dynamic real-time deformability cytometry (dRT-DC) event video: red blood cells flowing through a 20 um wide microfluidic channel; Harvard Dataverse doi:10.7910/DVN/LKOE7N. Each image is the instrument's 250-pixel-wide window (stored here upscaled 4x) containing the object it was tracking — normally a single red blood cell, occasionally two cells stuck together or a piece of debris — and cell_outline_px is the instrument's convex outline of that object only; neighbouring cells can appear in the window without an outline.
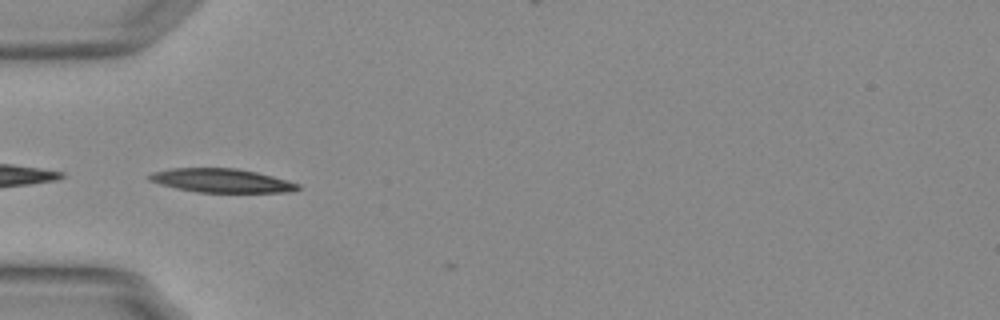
{"species": "Egyptian fruit bat (a non-hibernating species)", "species_latin": "Rousettus aegyptiacus", "temperature_condition": "warm", "stored_images_in_passage": 2, "camera_frame_rate_fps": 3000, "um_per_image_px": 0.085, "animal": {"sex": "female"}, "frame": {"image": 1, "passage_image": 1, "time_ms": 0.0, "image_size_px": [1000, 320], "cell_outline_px": [[300, 188], [292, 192], [200, 192], [176, 188], [148, 180], [148, 176], [152, 172], [172, 168], [236, 168], [256, 172], [288, 180], [300, 184]], "centroid_in_image_um": [18.85, 15.34], "position_along_channel_um": 66.1, "area_um2": 20.46}}